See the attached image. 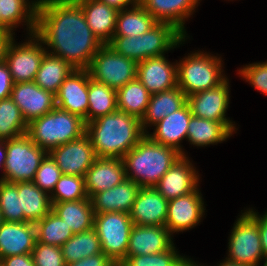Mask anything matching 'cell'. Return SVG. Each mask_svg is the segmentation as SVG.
<instances>
[{
    "label": "cell",
    "instance_id": "11",
    "mask_svg": "<svg viewBox=\"0 0 267 266\" xmlns=\"http://www.w3.org/2000/svg\"><path fill=\"white\" fill-rule=\"evenodd\" d=\"M29 36L27 42L19 45L15 44L13 39L6 51L5 62L14 84L34 81L44 54L47 52L42 46V41L35 34Z\"/></svg>",
    "mask_w": 267,
    "mask_h": 266
},
{
    "label": "cell",
    "instance_id": "19",
    "mask_svg": "<svg viewBox=\"0 0 267 266\" xmlns=\"http://www.w3.org/2000/svg\"><path fill=\"white\" fill-rule=\"evenodd\" d=\"M166 200L155 187H141L129 213L134 225L165 226Z\"/></svg>",
    "mask_w": 267,
    "mask_h": 266
},
{
    "label": "cell",
    "instance_id": "2",
    "mask_svg": "<svg viewBox=\"0 0 267 266\" xmlns=\"http://www.w3.org/2000/svg\"><path fill=\"white\" fill-rule=\"evenodd\" d=\"M97 157L122 159L146 135L141 120L120 110L86 123Z\"/></svg>",
    "mask_w": 267,
    "mask_h": 266
},
{
    "label": "cell",
    "instance_id": "41",
    "mask_svg": "<svg viewBox=\"0 0 267 266\" xmlns=\"http://www.w3.org/2000/svg\"><path fill=\"white\" fill-rule=\"evenodd\" d=\"M186 259L177 253L173 245L170 249L156 254L128 256L119 266H181Z\"/></svg>",
    "mask_w": 267,
    "mask_h": 266
},
{
    "label": "cell",
    "instance_id": "49",
    "mask_svg": "<svg viewBox=\"0 0 267 266\" xmlns=\"http://www.w3.org/2000/svg\"><path fill=\"white\" fill-rule=\"evenodd\" d=\"M13 34L11 31H0V63L5 61L7 48L14 39Z\"/></svg>",
    "mask_w": 267,
    "mask_h": 266
},
{
    "label": "cell",
    "instance_id": "43",
    "mask_svg": "<svg viewBox=\"0 0 267 266\" xmlns=\"http://www.w3.org/2000/svg\"><path fill=\"white\" fill-rule=\"evenodd\" d=\"M32 256L35 266H66L59 246L36 242Z\"/></svg>",
    "mask_w": 267,
    "mask_h": 266
},
{
    "label": "cell",
    "instance_id": "53",
    "mask_svg": "<svg viewBox=\"0 0 267 266\" xmlns=\"http://www.w3.org/2000/svg\"><path fill=\"white\" fill-rule=\"evenodd\" d=\"M217 266H248V265H242V264L233 263V262L223 260V262L218 264Z\"/></svg>",
    "mask_w": 267,
    "mask_h": 266
},
{
    "label": "cell",
    "instance_id": "37",
    "mask_svg": "<svg viewBox=\"0 0 267 266\" xmlns=\"http://www.w3.org/2000/svg\"><path fill=\"white\" fill-rule=\"evenodd\" d=\"M37 241L61 247L74 233L52 210L35 223Z\"/></svg>",
    "mask_w": 267,
    "mask_h": 266
},
{
    "label": "cell",
    "instance_id": "16",
    "mask_svg": "<svg viewBox=\"0 0 267 266\" xmlns=\"http://www.w3.org/2000/svg\"><path fill=\"white\" fill-rule=\"evenodd\" d=\"M88 83V70L74 69L55 95L57 107L79 116L85 124L88 111Z\"/></svg>",
    "mask_w": 267,
    "mask_h": 266
},
{
    "label": "cell",
    "instance_id": "50",
    "mask_svg": "<svg viewBox=\"0 0 267 266\" xmlns=\"http://www.w3.org/2000/svg\"><path fill=\"white\" fill-rule=\"evenodd\" d=\"M103 3H106L108 6L116 8L118 11L136 5L139 0H99Z\"/></svg>",
    "mask_w": 267,
    "mask_h": 266
},
{
    "label": "cell",
    "instance_id": "29",
    "mask_svg": "<svg viewBox=\"0 0 267 266\" xmlns=\"http://www.w3.org/2000/svg\"><path fill=\"white\" fill-rule=\"evenodd\" d=\"M0 0L1 22L11 31L21 22L27 25L28 35L35 34L37 6L47 0ZM29 28V29H28Z\"/></svg>",
    "mask_w": 267,
    "mask_h": 266
},
{
    "label": "cell",
    "instance_id": "22",
    "mask_svg": "<svg viewBox=\"0 0 267 266\" xmlns=\"http://www.w3.org/2000/svg\"><path fill=\"white\" fill-rule=\"evenodd\" d=\"M36 241L35 223L3 222L0 226V259L32 254Z\"/></svg>",
    "mask_w": 267,
    "mask_h": 266
},
{
    "label": "cell",
    "instance_id": "51",
    "mask_svg": "<svg viewBox=\"0 0 267 266\" xmlns=\"http://www.w3.org/2000/svg\"><path fill=\"white\" fill-rule=\"evenodd\" d=\"M6 160V143L5 141H0V167L4 168Z\"/></svg>",
    "mask_w": 267,
    "mask_h": 266
},
{
    "label": "cell",
    "instance_id": "48",
    "mask_svg": "<svg viewBox=\"0 0 267 266\" xmlns=\"http://www.w3.org/2000/svg\"><path fill=\"white\" fill-rule=\"evenodd\" d=\"M2 266H35L32 254L14 255L0 259Z\"/></svg>",
    "mask_w": 267,
    "mask_h": 266
},
{
    "label": "cell",
    "instance_id": "46",
    "mask_svg": "<svg viewBox=\"0 0 267 266\" xmlns=\"http://www.w3.org/2000/svg\"><path fill=\"white\" fill-rule=\"evenodd\" d=\"M66 266H118V264L102 252L80 259L76 262L66 264Z\"/></svg>",
    "mask_w": 267,
    "mask_h": 266
},
{
    "label": "cell",
    "instance_id": "52",
    "mask_svg": "<svg viewBox=\"0 0 267 266\" xmlns=\"http://www.w3.org/2000/svg\"><path fill=\"white\" fill-rule=\"evenodd\" d=\"M181 266H203V265L198 264V263L194 262L192 259L187 258V259L182 263Z\"/></svg>",
    "mask_w": 267,
    "mask_h": 266
},
{
    "label": "cell",
    "instance_id": "42",
    "mask_svg": "<svg viewBox=\"0 0 267 266\" xmlns=\"http://www.w3.org/2000/svg\"><path fill=\"white\" fill-rule=\"evenodd\" d=\"M62 173L49 153L42 159L33 182L46 193H52Z\"/></svg>",
    "mask_w": 267,
    "mask_h": 266
},
{
    "label": "cell",
    "instance_id": "55",
    "mask_svg": "<svg viewBox=\"0 0 267 266\" xmlns=\"http://www.w3.org/2000/svg\"><path fill=\"white\" fill-rule=\"evenodd\" d=\"M3 222H4V221H3L2 213H1V209H0V226H1V224H2Z\"/></svg>",
    "mask_w": 267,
    "mask_h": 266
},
{
    "label": "cell",
    "instance_id": "30",
    "mask_svg": "<svg viewBox=\"0 0 267 266\" xmlns=\"http://www.w3.org/2000/svg\"><path fill=\"white\" fill-rule=\"evenodd\" d=\"M52 211L70 227L74 234L93 228L94 210L89 197L77 201L52 203Z\"/></svg>",
    "mask_w": 267,
    "mask_h": 266
},
{
    "label": "cell",
    "instance_id": "34",
    "mask_svg": "<svg viewBox=\"0 0 267 266\" xmlns=\"http://www.w3.org/2000/svg\"><path fill=\"white\" fill-rule=\"evenodd\" d=\"M118 110L114 88L90 78L88 83L87 123Z\"/></svg>",
    "mask_w": 267,
    "mask_h": 266
},
{
    "label": "cell",
    "instance_id": "5",
    "mask_svg": "<svg viewBox=\"0 0 267 266\" xmlns=\"http://www.w3.org/2000/svg\"><path fill=\"white\" fill-rule=\"evenodd\" d=\"M86 132V124L79 116L55 107L51 112L32 120L27 135L49 153L52 149L76 140Z\"/></svg>",
    "mask_w": 267,
    "mask_h": 266
},
{
    "label": "cell",
    "instance_id": "23",
    "mask_svg": "<svg viewBox=\"0 0 267 266\" xmlns=\"http://www.w3.org/2000/svg\"><path fill=\"white\" fill-rule=\"evenodd\" d=\"M192 112L188 103L157 122L153 134L146 135L154 142L176 149L181 155H186L180 142L187 139L188 125Z\"/></svg>",
    "mask_w": 267,
    "mask_h": 266
},
{
    "label": "cell",
    "instance_id": "4",
    "mask_svg": "<svg viewBox=\"0 0 267 266\" xmlns=\"http://www.w3.org/2000/svg\"><path fill=\"white\" fill-rule=\"evenodd\" d=\"M186 37L174 25L158 22L152 29L136 37L113 36L107 45L116 53L139 63L150 57L165 55V52L181 45Z\"/></svg>",
    "mask_w": 267,
    "mask_h": 266
},
{
    "label": "cell",
    "instance_id": "38",
    "mask_svg": "<svg viewBox=\"0 0 267 266\" xmlns=\"http://www.w3.org/2000/svg\"><path fill=\"white\" fill-rule=\"evenodd\" d=\"M28 124L11 98L0 100V141L27 134Z\"/></svg>",
    "mask_w": 267,
    "mask_h": 266
},
{
    "label": "cell",
    "instance_id": "17",
    "mask_svg": "<svg viewBox=\"0 0 267 266\" xmlns=\"http://www.w3.org/2000/svg\"><path fill=\"white\" fill-rule=\"evenodd\" d=\"M199 179L190 159L182 155L159 180L155 189L169 201L196 190Z\"/></svg>",
    "mask_w": 267,
    "mask_h": 266
},
{
    "label": "cell",
    "instance_id": "18",
    "mask_svg": "<svg viewBox=\"0 0 267 266\" xmlns=\"http://www.w3.org/2000/svg\"><path fill=\"white\" fill-rule=\"evenodd\" d=\"M137 79L150 94L177 87V64H170L164 55L150 57L138 63Z\"/></svg>",
    "mask_w": 267,
    "mask_h": 266
},
{
    "label": "cell",
    "instance_id": "9",
    "mask_svg": "<svg viewBox=\"0 0 267 266\" xmlns=\"http://www.w3.org/2000/svg\"><path fill=\"white\" fill-rule=\"evenodd\" d=\"M137 65L105 44L93 56L87 70L90 78L117 90L137 78Z\"/></svg>",
    "mask_w": 267,
    "mask_h": 266
},
{
    "label": "cell",
    "instance_id": "40",
    "mask_svg": "<svg viewBox=\"0 0 267 266\" xmlns=\"http://www.w3.org/2000/svg\"><path fill=\"white\" fill-rule=\"evenodd\" d=\"M0 209L4 222H24L17 182L0 181Z\"/></svg>",
    "mask_w": 267,
    "mask_h": 266
},
{
    "label": "cell",
    "instance_id": "15",
    "mask_svg": "<svg viewBox=\"0 0 267 266\" xmlns=\"http://www.w3.org/2000/svg\"><path fill=\"white\" fill-rule=\"evenodd\" d=\"M201 192H193L168 201L167 217L165 226L173 233L189 230L198 223L204 215V202Z\"/></svg>",
    "mask_w": 267,
    "mask_h": 266
},
{
    "label": "cell",
    "instance_id": "7",
    "mask_svg": "<svg viewBox=\"0 0 267 266\" xmlns=\"http://www.w3.org/2000/svg\"><path fill=\"white\" fill-rule=\"evenodd\" d=\"M6 160L0 181L11 183L33 181L42 159L47 152L25 134L5 140Z\"/></svg>",
    "mask_w": 267,
    "mask_h": 266
},
{
    "label": "cell",
    "instance_id": "1",
    "mask_svg": "<svg viewBox=\"0 0 267 266\" xmlns=\"http://www.w3.org/2000/svg\"><path fill=\"white\" fill-rule=\"evenodd\" d=\"M35 35L47 52L61 57L74 69H87L103 43L88 26L75 0H47L37 6Z\"/></svg>",
    "mask_w": 267,
    "mask_h": 266
},
{
    "label": "cell",
    "instance_id": "32",
    "mask_svg": "<svg viewBox=\"0 0 267 266\" xmlns=\"http://www.w3.org/2000/svg\"><path fill=\"white\" fill-rule=\"evenodd\" d=\"M128 9L118 11L114 36L136 37L146 33L158 23L139 2Z\"/></svg>",
    "mask_w": 267,
    "mask_h": 266
},
{
    "label": "cell",
    "instance_id": "21",
    "mask_svg": "<svg viewBox=\"0 0 267 266\" xmlns=\"http://www.w3.org/2000/svg\"><path fill=\"white\" fill-rule=\"evenodd\" d=\"M171 235L166 226L133 225L126 258L128 256L156 254L170 249L174 245Z\"/></svg>",
    "mask_w": 267,
    "mask_h": 266
},
{
    "label": "cell",
    "instance_id": "3",
    "mask_svg": "<svg viewBox=\"0 0 267 266\" xmlns=\"http://www.w3.org/2000/svg\"><path fill=\"white\" fill-rule=\"evenodd\" d=\"M180 156L176 149L156 143L145 135L122 158L126 178L140 187H155Z\"/></svg>",
    "mask_w": 267,
    "mask_h": 266
},
{
    "label": "cell",
    "instance_id": "27",
    "mask_svg": "<svg viewBox=\"0 0 267 266\" xmlns=\"http://www.w3.org/2000/svg\"><path fill=\"white\" fill-rule=\"evenodd\" d=\"M187 103V96L177 86L173 89L150 95L149 103L141 119L143 130L155 125L171 113L178 111ZM148 125V126H147Z\"/></svg>",
    "mask_w": 267,
    "mask_h": 266
},
{
    "label": "cell",
    "instance_id": "25",
    "mask_svg": "<svg viewBox=\"0 0 267 266\" xmlns=\"http://www.w3.org/2000/svg\"><path fill=\"white\" fill-rule=\"evenodd\" d=\"M200 0H139V3L158 21L174 25L185 36V19L190 17Z\"/></svg>",
    "mask_w": 267,
    "mask_h": 266
},
{
    "label": "cell",
    "instance_id": "26",
    "mask_svg": "<svg viewBox=\"0 0 267 266\" xmlns=\"http://www.w3.org/2000/svg\"><path fill=\"white\" fill-rule=\"evenodd\" d=\"M85 15L93 34L103 43L108 44L115 33L118 10L99 0H75Z\"/></svg>",
    "mask_w": 267,
    "mask_h": 266
},
{
    "label": "cell",
    "instance_id": "54",
    "mask_svg": "<svg viewBox=\"0 0 267 266\" xmlns=\"http://www.w3.org/2000/svg\"><path fill=\"white\" fill-rule=\"evenodd\" d=\"M0 31H10L2 22L0 18Z\"/></svg>",
    "mask_w": 267,
    "mask_h": 266
},
{
    "label": "cell",
    "instance_id": "13",
    "mask_svg": "<svg viewBox=\"0 0 267 266\" xmlns=\"http://www.w3.org/2000/svg\"><path fill=\"white\" fill-rule=\"evenodd\" d=\"M229 88V80L226 78L216 87L188 96L187 103L192 115L202 119L224 122L235 132L236 125L226 118V109H228L230 101Z\"/></svg>",
    "mask_w": 267,
    "mask_h": 266
},
{
    "label": "cell",
    "instance_id": "56",
    "mask_svg": "<svg viewBox=\"0 0 267 266\" xmlns=\"http://www.w3.org/2000/svg\"><path fill=\"white\" fill-rule=\"evenodd\" d=\"M263 266H267V257L264 258V264Z\"/></svg>",
    "mask_w": 267,
    "mask_h": 266
},
{
    "label": "cell",
    "instance_id": "36",
    "mask_svg": "<svg viewBox=\"0 0 267 266\" xmlns=\"http://www.w3.org/2000/svg\"><path fill=\"white\" fill-rule=\"evenodd\" d=\"M60 248L65 264L102 253L100 240L94 228L74 234Z\"/></svg>",
    "mask_w": 267,
    "mask_h": 266
},
{
    "label": "cell",
    "instance_id": "44",
    "mask_svg": "<svg viewBox=\"0 0 267 266\" xmlns=\"http://www.w3.org/2000/svg\"><path fill=\"white\" fill-rule=\"evenodd\" d=\"M239 74L259 92L267 95V61L244 66Z\"/></svg>",
    "mask_w": 267,
    "mask_h": 266
},
{
    "label": "cell",
    "instance_id": "12",
    "mask_svg": "<svg viewBox=\"0 0 267 266\" xmlns=\"http://www.w3.org/2000/svg\"><path fill=\"white\" fill-rule=\"evenodd\" d=\"M49 154L62 174L81 177L85 176L97 158L91 139L86 133L76 140L52 149Z\"/></svg>",
    "mask_w": 267,
    "mask_h": 266
},
{
    "label": "cell",
    "instance_id": "47",
    "mask_svg": "<svg viewBox=\"0 0 267 266\" xmlns=\"http://www.w3.org/2000/svg\"><path fill=\"white\" fill-rule=\"evenodd\" d=\"M245 211L258 223L263 254L264 257H267V212L261 216L260 214L258 215V212H254L250 208Z\"/></svg>",
    "mask_w": 267,
    "mask_h": 266
},
{
    "label": "cell",
    "instance_id": "39",
    "mask_svg": "<svg viewBox=\"0 0 267 266\" xmlns=\"http://www.w3.org/2000/svg\"><path fill=\"white\" fill-rule=\"evenodd\" d=\"M84 177L62 174L50 194L51 203L86 199Z\"/></svg>",
    "mask_w": 267,
    "mask_h": 266
},
{
    "label": "cell",
    "instance_id": "28",
    "mask_svg": "<svg viewBox=\"0 0 267 266\" xmlns=\"http://www.w3.org/2000/svg\"><path fill=\"white\" fill-rule=\"evenodd\" d=\"M17 188L24 222L36 223L52 210L50 194L42 191L33 181L17 182Z\"/></svg>",
    "mask_w": 267,
    "mask_h": 266
},
{
    "label": "cell",
    "instance_id": "35",
    "mask_svg": "<svg viewBox=\"0 0 267 266\" xmlns=\"http://www.w3.org/2000/svg\"><path fill=\"white\" fill-rule=\"evenodd\" d=\"M116 94L118 110L141 120L151 95L146 87L136 78L117 89Z\"/></svg>",
    "mask_w": 267,
    "mask_h": 266
},
{
    "label": "cell",
    "instance_id": "31",
    "mask_svg": "<svg viewBox=\"0 0 267 266\" xmlns=\"http://www.w3.org/2000/svg\"><path fill=\"white\" fill-rule=\"evenodd\" d=\"M233 131L224 123L209 119H202L194 115L191 116L187 140L191 145L207 146L226 141L232 136Z\"/></svg>",
    "mask_w": 267,
    "mask_h": 266
},
{
    "label": "cell",
    "instance_id": "8",
    "mask_svg": "<svg viewBox=\"0 0 267 266\" xmlns=\"http://www.w3.org/2000/svg\"><path fill=\"white\" fill-rule=\"evenodd\" d=\"M130 215L125 212L94 214V225L102 252L118 266L126 259L130 231L133 226Z\"/></svg>",
    "mask_w": 267,
    "mask_h": 266
},
{
    "label": "cell",
    "instance_id": "6",
    "mask_svg": "<svg viewBox=\"0 0 267 266\" xmlns=\"http://www.w3.org/2000/svg\"><path fill=\"white\" fill-rule=\"evenodd\" d=\"M220 58L197 51L176 62L177 86L187 97L218 86L227 78Z\"/></svg>",
    "mask_w": 267,
    "mask_h": 266
},
{
    "label": "cell",
    "instance_id": "24",
    "mask_svg": "<svg viewBox=\"0 0 267 266\" xmlns=\"http://www.w3.org/2000/svg\"><path fill=\"white\" fill-rule=\"evenodd\" d=\"M140 188L135 182L126 178L119 185L96 193L90 198L94 214L109 212L129 214Z\"/></svg>",
    "mask_w": 267,
    "mask_h": 266
},
{
    "label": "cell",
    "instance_id": "14",
    "mask_svg": "<svg viewBox=\"0 0 267 266\" xmlns=\"http://www.w3.org/2000/svg\"><path fill=\"white\" fill-rule=\"evenodd\" d=\"M10 98L20 108L27 124L56 107L55 95L42 89L34 81L15 83Z\"/></svg>",
    "mask_w": 267,
    "mask_h": 266
},
{
    "label": "cell",
    "instance_id": "33",
    "mask_svg": "<svg viewBox=\"0 0 267 266\" xmlns=\"http://www.w3.org/2000/svg\"><path fill=\"white\" fill-rule=\"evenodd\" d=\"M74 68L61 57L44 54L34 82L42 89L57 94L59 87Z\"/></svg>",
    "mask_w": 267,
    "mask_h": 266
},
{
    "label": "cell",
    "instance_id": "20",
    "mask_svg": "<svg viewBox=\"0 0 267 266\" xmlns=\"http://www.w3.org/2000/svg\"><path fill=\"white\" fill-rule=\"evenodd\" d=\"M126 179L123 160L97 157L84 176L85 191L91 198L96 193L109 190Z\"/></svg>",
    "mask_w": 267,
    "mask_h": 266
},
{
    "label": "cell",
    "instance_id": "10",
    "mask_svg": "<svg viewBox=\"0 0 267 266\" xmlns=\"http://www.w3.org/2000/svg\"><path fill=\"white\" fill-rule=\"evenodd\" d=\"M228 240L226 261L248 266H259L264 259L258 223L244 211L234 223Z\"/></svg>",
    "mask_w": 267,
    "mask_h": 266
},
{
    "label": "cell",
    "instance_id": "45",
    "mask_svg": "<svg viewBox=\"0 0 267 266\" xmlns=\"http://www.w3.org/2000/svg\"><path fill=\"white\" fill-rule=\"evenodd\" d=\"M14 82L7 63H0V100L10 98Z\"/></svg>",
    "mask_w": 267,
    "mask_h": 266
}]
</instances>
